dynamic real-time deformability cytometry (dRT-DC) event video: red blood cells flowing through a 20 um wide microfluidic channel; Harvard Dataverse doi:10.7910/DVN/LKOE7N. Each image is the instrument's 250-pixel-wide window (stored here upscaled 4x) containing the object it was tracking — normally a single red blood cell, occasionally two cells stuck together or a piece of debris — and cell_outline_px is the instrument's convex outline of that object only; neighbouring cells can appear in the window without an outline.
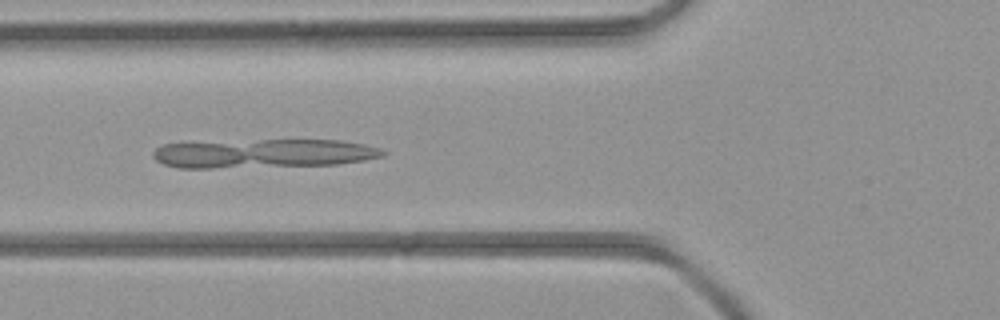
{"species": "common noctule bat (a hibernating species)", "species_latin": "Nyctalus noctula", "temperature_condition": "room temperature", "stored_images_in_passage": 4, "camera_frame_rate_fps": 3000, "um_per_image_px": 0.085, "animal": {"sex": "female", "body_mass_g": 21.9}, "frame": {"image": 1, "passage_image": 4, "time_ms": 3.333, "image_size_px": [1000, 320], "cell_outline_px": [[388, 152], [384, 156], [364, 160], [336, 164], [212, 168], [176, 168], [164, 164], [156, 160], [152, 156], [152, 152], [156, 148], [164, 144], [260, 140], [340, 140], [364, 144], [380, 148]], "centroid_in_image_um": [22.41, 13.05], "position_along_channel_um": 103.4, "area_um2": 38.44}}